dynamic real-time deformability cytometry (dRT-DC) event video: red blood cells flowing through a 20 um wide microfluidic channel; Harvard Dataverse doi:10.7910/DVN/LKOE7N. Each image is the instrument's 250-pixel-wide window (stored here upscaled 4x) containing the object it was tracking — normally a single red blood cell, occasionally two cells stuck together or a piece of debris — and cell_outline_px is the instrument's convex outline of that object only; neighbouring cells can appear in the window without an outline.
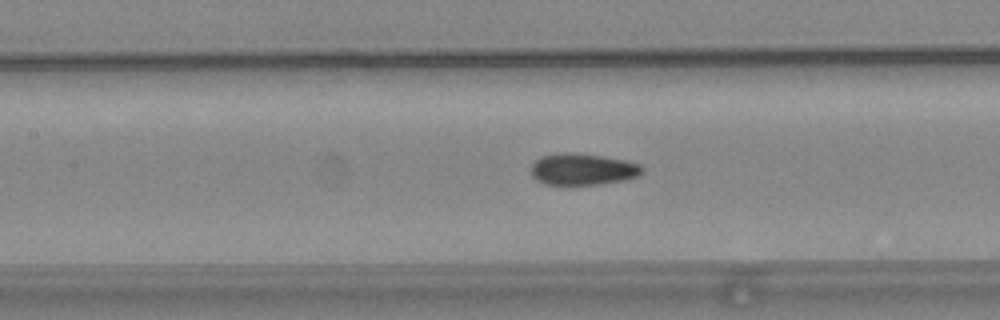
{"species": "common noctule bat (a hibernating species)", "species_latin": "Nyctalus noctula", "temperature_condition": "warm", "stored_images_in_passage": 36, "camera_frame_rate_fps": 3000, "um_per_image_px": 0.085, "animal": {"sex": "female", "body_mass_g": 24.6, "forearm_length_mm": 56.2}, "frame": {"image": 1, "passage_image": 9, "time_ms": 2.667, "image_size_px": [1000, 320], "cell_outline_px": [[644, 172], [636, 176], [624, 180], [596, 184], [544, 184], [536, 180], [532, 176], [532, 164], [540, 156], [556, 152], [572, 152], [604, 156], [628, 160], [640, 164], [644, 168]], "centroid_in_image_um": [49.53, 14.36], "position_along_channel_um": 157.9, "area_um2": 20.63}}
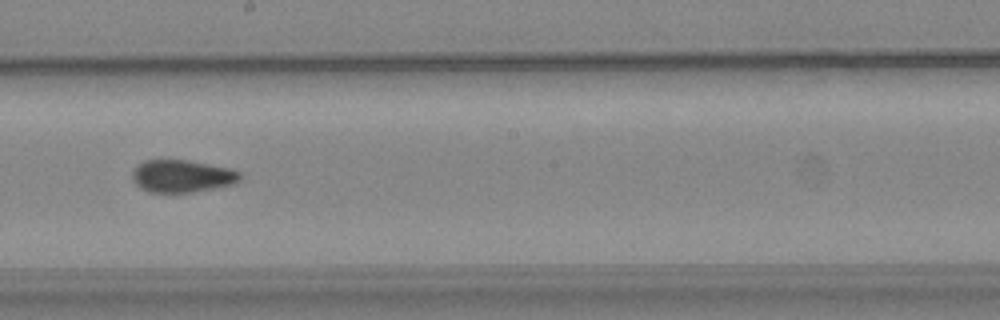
{"frame": {"image": 2, "passage_image": 15, "time_ms": 4.667, "image_size_px": [1000, 320], "cell_outline_px": [[240, 180], [232, 184], [216, 188], [192, 192], [148, 192], [140, 188], [132, 180], [132, 172], [136, 164], [144, 160], [188, 160], [228, 168], [240, 172]], "centroid_in_image_um": [15.42, 14.97], "position_along_channel_um": 232.8, "area_um2": 20.4}}
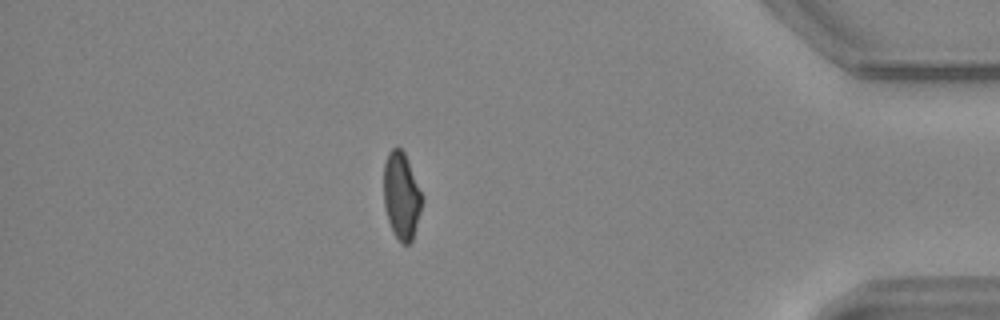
{"frame": {"image": 3, "passage_image": 32, "time_ms": 10.333, "image_size_px": [1000, 320], "cell_outline_px": [[424, 200], [412, 240], [408, 244], [400, 244], [388, 220], [384, 204], [384, 164], [388, 152], [392, 148], [400, 148], [404, 152]], "centroid_in_image_um": [34.12, 16.65], "position_along_channel_um": 401.1, "area_um2": 19.19}, "authors_computed_cell_mechanics": {"area_um2": 20.7791, "velocity_mm_per_s": 3.7531, "shape_relaxation_time_tau1_ms": null, "shape_relaxation_time_tau2_ms": 2.0565, "deformation_change_tau1": null, "deformation_change_tau2": 0.0581}}